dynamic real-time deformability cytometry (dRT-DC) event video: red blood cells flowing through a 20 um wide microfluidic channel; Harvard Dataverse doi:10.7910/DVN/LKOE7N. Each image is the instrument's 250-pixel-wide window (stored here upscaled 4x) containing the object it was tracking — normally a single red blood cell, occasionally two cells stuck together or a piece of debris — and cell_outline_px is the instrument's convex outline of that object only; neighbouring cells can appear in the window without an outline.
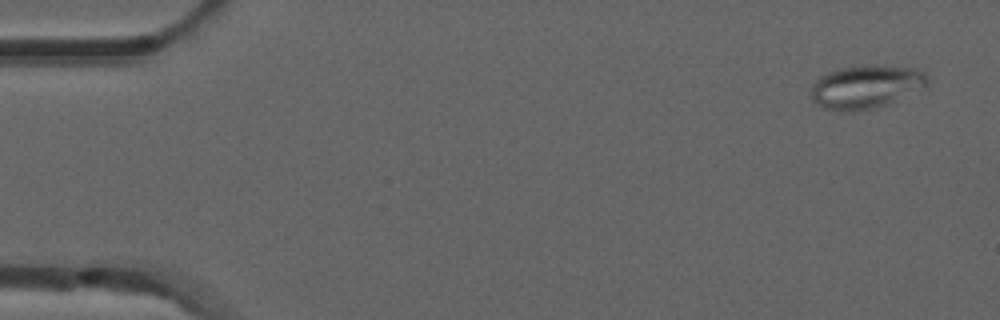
{"species": "common noctule bat (a hibernating species)", "species_latin": "Nyctalus noctula", "temperature_condition": "room temperature", "stored_images_in_passage": 7, "camera_frame_rate_fps": 3000, "um_per_image_px": 0.085, "animal": {"sex": "male", "forearm_length_mm": 52.5}, "frame": {"image": 1, "passage_image": 1, "time_ms": 0.0, "image_size_px": [1000, 320], "cell_outline_px": [[928, 84], [924, 88], [888, 104], [876, 108], [844, 112], [824, 108], [816, 104], [812, 100], [812, 84], [820, 76], [828, 72], [840, 68], [864, 64], [920, 68], [928, 76]], "centroid_in_image_um": [73.63, 7.36], "position_along_channel_um": 11.4, "area_um2": 29.77}}